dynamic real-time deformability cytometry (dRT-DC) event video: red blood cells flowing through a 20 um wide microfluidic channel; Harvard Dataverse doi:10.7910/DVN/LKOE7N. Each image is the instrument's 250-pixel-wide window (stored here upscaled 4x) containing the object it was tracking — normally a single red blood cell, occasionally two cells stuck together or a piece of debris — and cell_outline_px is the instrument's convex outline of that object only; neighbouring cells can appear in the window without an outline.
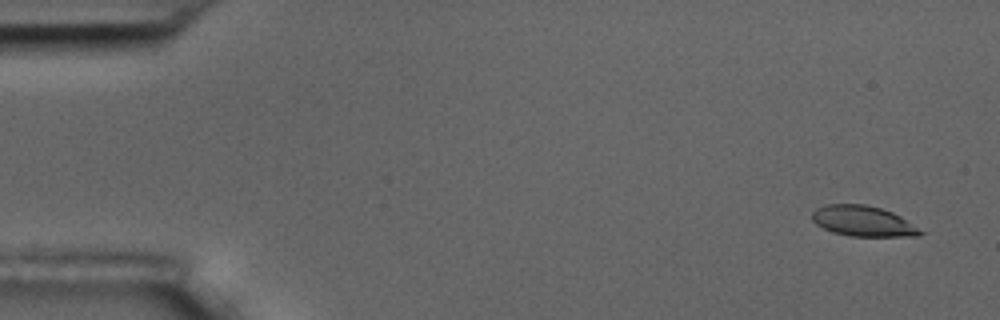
{"species": "common noctule bat (a hibernating species)", "species_latin": "Nyctalus noctula", "temperature_condition": "room temperature", "stored_images_in_passage": 5, "camera_frame_rate_fps": 3000, "um_per_image_px": 0.085, "animal": {"sex": "male", "body_mass_g": 17.5, "forearm_length_mm": 52.3}, "frame": {"image": 1, "passage_image": 1, "time_ms": 0.0, "image_size_px": [1000, 320], "cell_outline_px": [[924, 232], [920, 236], [848, 236], [832, 232], [816, 224], [812, 220], [812, 212], [816, 208], [824, 204], [864, 204], [880, 208], [892, 212], [900, 216]], "centroid_in_image_um": [73.32, 18.79], "position_along_channel_um": 11.7, "area_um2": 19.19}}
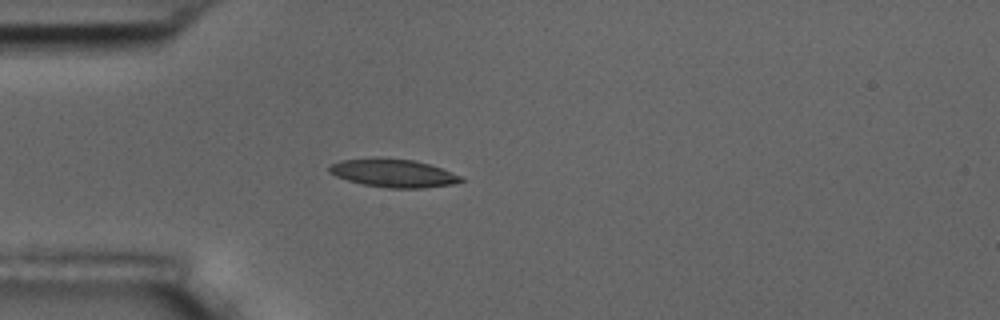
{"frame": {"image": 2, "passage_image": 4, "time_ms": 4.333, "image_size_px": [1000, 320], "cell_outline_px": [[464, 180], [452, 184], [424, 188], [388, 188], [364, 184], [348, 180], [336, 176], [328, 172], [328, 168], [332, 164], [340, 160], [412, 160], [428, 164], [440, 168], [460, 176]], "centroid_in_image_um": [33.44, 14.76], "position_along_channel_um": 51.6, "area_um2": 20.58}}